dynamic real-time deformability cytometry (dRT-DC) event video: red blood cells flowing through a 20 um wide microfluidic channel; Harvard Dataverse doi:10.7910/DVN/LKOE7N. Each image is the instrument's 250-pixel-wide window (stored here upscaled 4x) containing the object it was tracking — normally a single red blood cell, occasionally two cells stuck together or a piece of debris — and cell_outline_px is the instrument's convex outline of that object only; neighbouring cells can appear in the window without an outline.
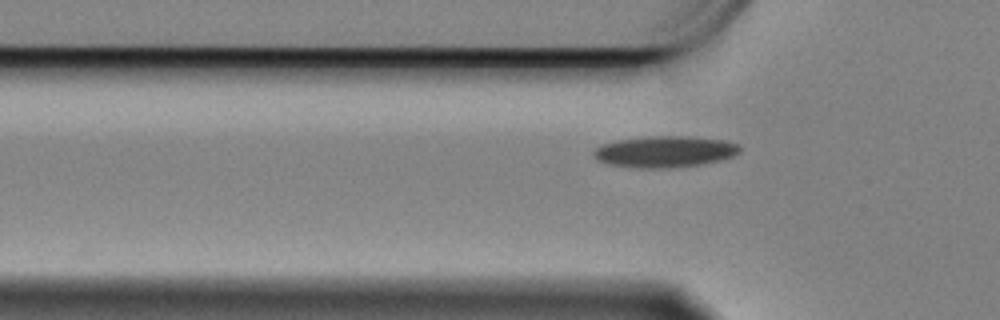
{"species": "Egyptian fruit bat (a non-hibernating species)", "species_latin": "Rousettus aegyptiacus", "temperature_condition": "cold", "stored_images_in_passage": 37, "camera_frame_rate_fps": 3000, "um_per_image_px": 0.085, "animal": {"sex": "female"}, "frame": {"image": 1, "passage_image": 3, "time_ms": 0.667, "image_size_px": [1000, 320], "cell_outline_px": [[740, 152], [732, 156], [720, 160], [700, 164], [664, 168], [640, 168], [608, 164], [592, 156], [592, 152], [600, 144], [616, 140], [648, 136], [692, 136], [728, 140], [740, 144]], "centroid_in_image_um": [56.52, 12.87], "position_along_channel_um": 69.3, "area_um2": 26.88}}
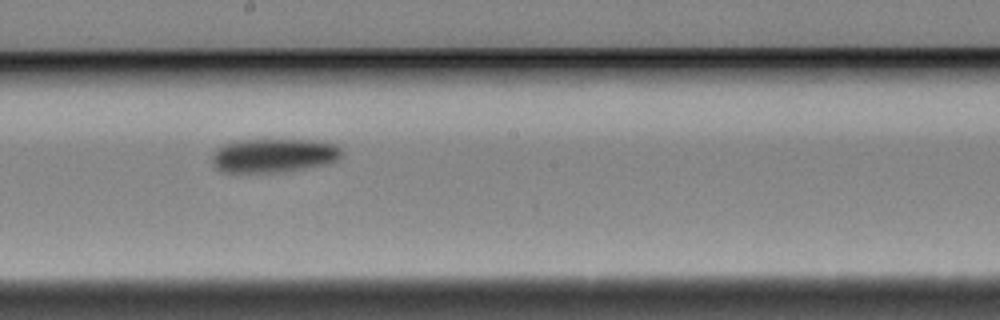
{"frame": {"image": 2, "passage_image": 17, "time_ms": 5.333, "image_size_px": [1000, 320], "cell_outline_px": [[344, 152], [336, 160], [328, 164], [284, 172], [224, 172], [216, 168], [212, 164], [212, 156], [216, 148], [232, 140], [320, 140], [336, 144]], "centroid_in_image_um": [23.27, 13.21], "position_along_channel_um": 224.9, "area_um2": 25.95}}
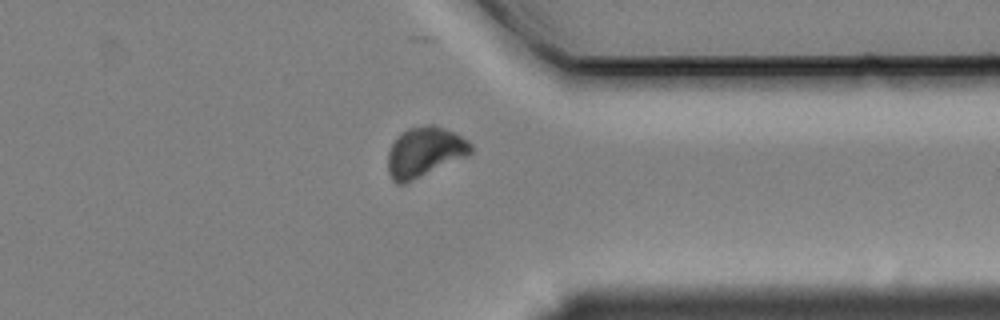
{"frame": {"image": 3, "passage_image": 31, "time_ms": 10.0, "image_size_px": [1000, 320], "cell_outline_px": [[472, 152], [468, 156], [404, 184], [396, 184], [392, 180], [388, 172], [388, 152], [396, 136], [400, 132], [408, 128], [428, 124], [432, 124], [456, 132], [468, 140], [472, 144]], "centroid_in_image_um": [36.09, 12.91], "position_along_channel_um": 375.3, "area_um2": 24.45}}